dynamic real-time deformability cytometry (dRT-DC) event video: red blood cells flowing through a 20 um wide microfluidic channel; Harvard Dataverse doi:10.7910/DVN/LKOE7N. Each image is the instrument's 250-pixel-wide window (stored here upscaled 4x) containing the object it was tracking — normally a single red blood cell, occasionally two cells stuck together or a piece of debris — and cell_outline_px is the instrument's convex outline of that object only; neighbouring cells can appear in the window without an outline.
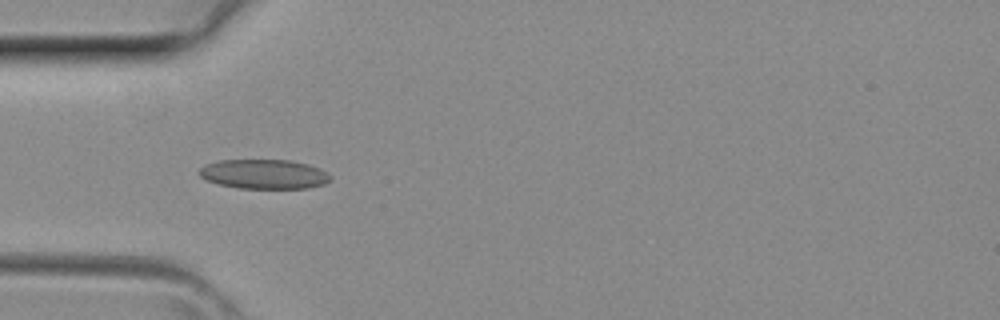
{"species": "common noctule bat (a hibernating species)", "species_latin": "Nyctalus noctula", "temperature_condition": "room temperature", "stored_images_in_passage": 3, "camera_frame_rate_fps": 3000, "um_per_image_px": 0.085, "animal": {"sex": "female", "body_mass_g": 29.2, "forearm_length_mm": 56.3}, "frame": {"image": 1, "passage_image": 1, "time_ms": 0.0, "image_size_px": [1000, 320], "cell_outline_px": [[332, 176], [324, 184], [308, 188], [240, 188], [216, 184], [200, 176], [200, 168], [204, 164], [220, 160], [292, 160], [308, 164], [320, 168]], "centroid_in_image_um": [22.44, 14.79], "position_along_channel_um": 62.6, "area_um2": 22.54}}
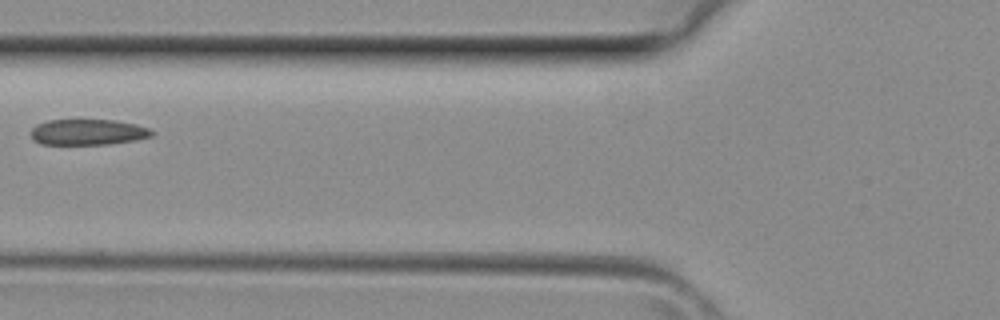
{"frame": {"image": 2, "passage_image": 3, "time_ms": 0.667, "image_size_px": [1000, 320], "cell_outline_px": [[156, 132], [152, 136], [136, 140], [108, 144], [40, 144], [32, 140], [28, 132], [36, 124], [48, 120], [116, 120], [136, 124], [148, 128]], "centroid_in_image_um": [7.44, 11.23], "position_along_channel_um": 118.4, "area_um2": 18.44}}